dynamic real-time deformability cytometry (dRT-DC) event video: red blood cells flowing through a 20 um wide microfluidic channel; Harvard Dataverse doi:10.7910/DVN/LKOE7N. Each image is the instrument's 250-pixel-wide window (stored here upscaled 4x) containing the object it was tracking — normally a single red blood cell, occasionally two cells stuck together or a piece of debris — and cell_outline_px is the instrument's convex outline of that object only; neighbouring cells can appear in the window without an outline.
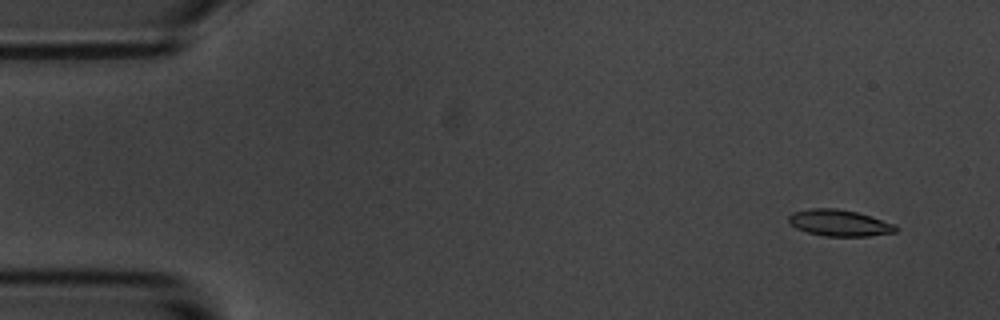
{"species": "common noctule bat (a hibernating species)", "species_latin": "Nyctalus noctula", "temperature_condition": "room temperature", "stored_images_in_passage": 9, "camera_frame_rate_fps": 3000, "um_per_image_px": 0.085, "animal": {"sex": "male", "body_mass_g": 20.1, "forearm_length_mm": 53.5}, "frame": {"image": 1, "passage_image": 2, "time_ms": 1.0, "image_size_px": [1000, 320], "cell_outline_px": [[900, 228], [896, 232], [868, 236], [824, 236], [808, 232], [796, 228], [788, 220], [788, 216], [792, 212], [812, 208], [836, 208], [856, 212], [892, 224]], "centroid_in_image_um": [71.31, 18.95], "position_along_channel_um": 13.7, "area_um2": 16.24}}
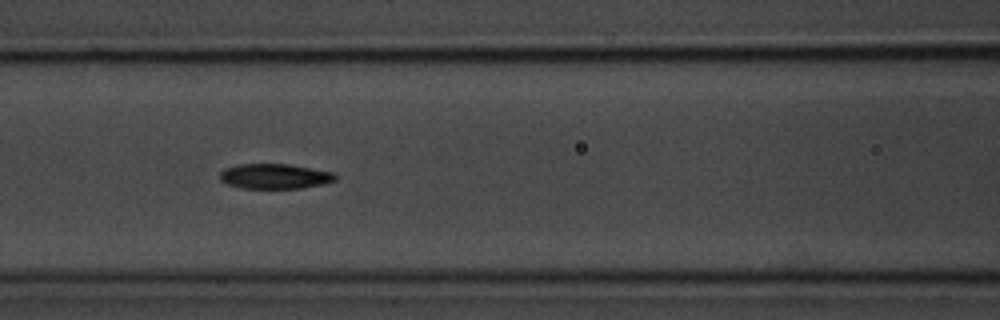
{"frame": {"image": 2, "passage_image": 8, "time_ms": 7.667, "image_size_px": [1000, 320], "cell_outline_px": [[336, 180], [324, 184], [300, 188], [240, 188], [228, 184], [220, 180], [220, 172], [224, 168], [236, 164], [288, 164], [332, 172], [336, 176]], "centroid_in_image_um": [23.32, 14.98], "position_along_channel_um": 143.3, "area_um2": 16.82}}
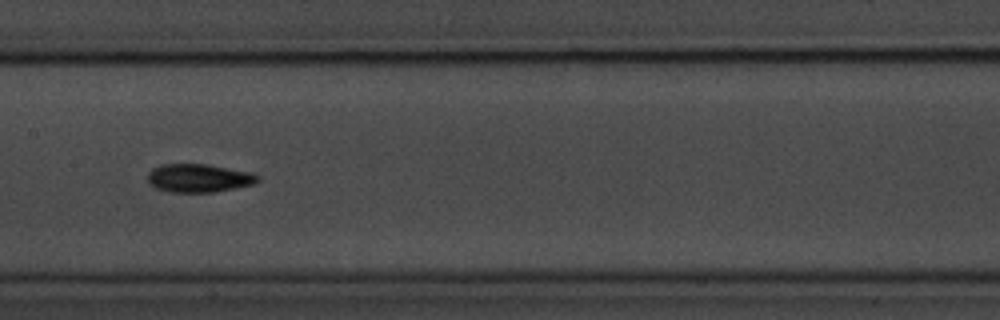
{"frame": {"image": 3, "passage_image": 9, "time_ms": 9.0, "image_size_px": [1000, 320], "cell_outline_px": [[260, 180], [256, 184], [236, 188], [212, 192], [172, 192], [156, 188], [148, 184], [148, 172], [152, 168], [160, 164], [208, 164], [252, 172], [260, 176]], "centroid_in_image_um": [16.92, 15.13], "position_along_channel_um": 190.5, "area_um2": 18.44}}